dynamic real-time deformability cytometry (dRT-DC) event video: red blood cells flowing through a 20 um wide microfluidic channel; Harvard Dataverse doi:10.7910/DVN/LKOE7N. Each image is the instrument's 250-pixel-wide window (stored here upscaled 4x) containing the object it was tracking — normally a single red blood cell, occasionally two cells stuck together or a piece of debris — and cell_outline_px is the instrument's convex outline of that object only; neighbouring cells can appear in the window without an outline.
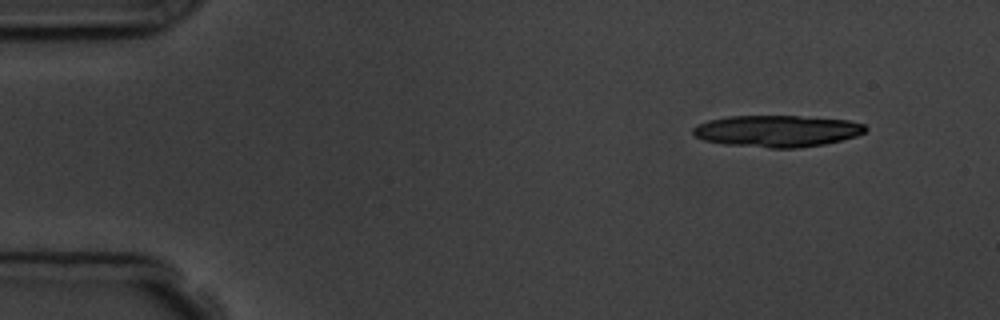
{"species": "common noctule bat (a hibernating species)", "species_latin": "Nyctalus noctula", "temperature_condition": "room temperature", "stored_images_in_passage": 5, "camera_frame_rate_fps": 3000, "um_per_image_px": 0.085, "animal": {"sex": "male", "body_mass_g": 19.5, "forearm_length_mm": 54.6}, "frame": {"image": 1, "passage_image": 1, "time_ms": 0.0, "image_size_px": [1000, 320], "cell_outline_px": [[868, 128], [864, 132], [856, 136], [824, 144], [800, 148], [768, 148], [724, 144], [704, 140], [696, 136], [692, 132], [692, 128], [696, 124], [708, 120], [728, 116], [796, 116], [848, 120], [864, 124]], "centroid_in_image_um": [66.02, 11.14], "position_along_channel_um": 19.0, "area_um2": 31.85}}
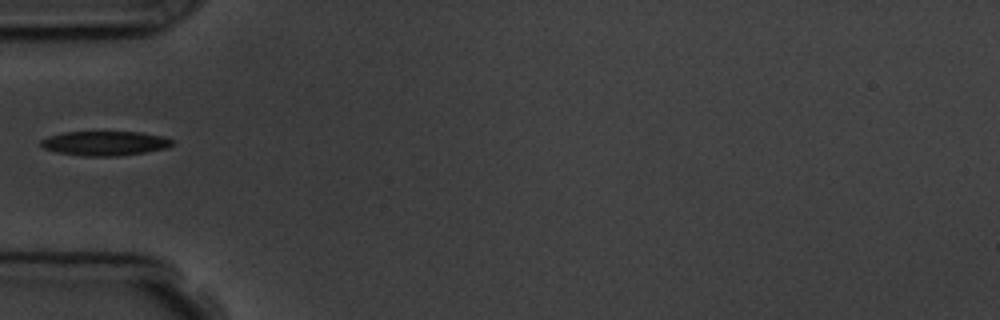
{"frame": {"image": 2, "passage_image": 5, "time_ms": 4.333, "image_size_px": [1000, 320], "cell_outline_px": [[172, 144], [164, 148], [144, 152], [116, 156], [84, 156], [56, 152], [44, 148], [40, 144], [40, 140], [48, 136], [64, 132], [140, 132], [164, 136], [172, 140]], "centroid_in_image_um": [8.87, 12.17], "position_along_channel_um": 76.1, "area_um2": 18.55}}